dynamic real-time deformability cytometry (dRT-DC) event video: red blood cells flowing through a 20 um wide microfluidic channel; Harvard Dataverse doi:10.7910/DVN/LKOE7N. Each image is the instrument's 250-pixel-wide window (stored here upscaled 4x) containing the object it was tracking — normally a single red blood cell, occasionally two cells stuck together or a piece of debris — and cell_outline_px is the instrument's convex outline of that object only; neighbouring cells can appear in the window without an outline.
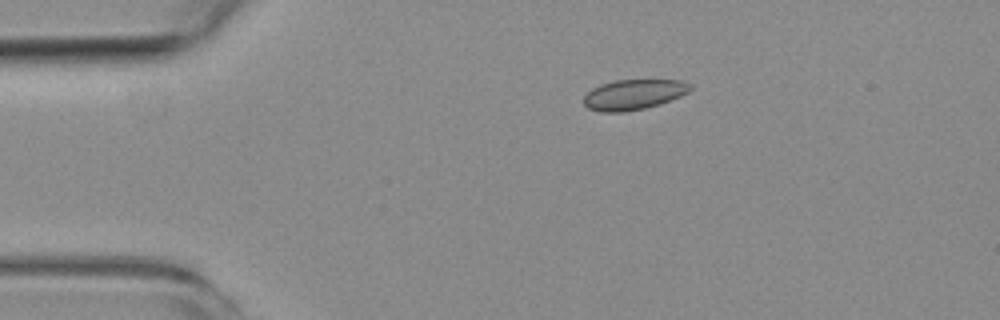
{"species": "common noctule bat (a hibernating species)", "species_latin": "Nyctalus noctula", "temperature_condition": "room temperature", "stored_images_in_passage": 5, "camera_frame_rate_fps": 3000, "um_per_image_px": 0.085, "animal": {"sex": "female", "body_mass_g": 19.3, "forearm_length_mm": 54.1}, "frame": {"image": 1, "passage_image": 1, "time_ms": 0.0, "image_size_px": [1000, 320], "cell_outline_px": [[692, 88], [688, 92], [680, 96], [660, 104], [644, 108], [624, 112], [600, 112], [588, 108], [584, 104], [584, 96], [592, 88], [600, 84], [612, 80], [680, 80], [692, 84]], "centroid_in_image_um": [53.85, 8.03], "position_along_channel_um": 31.2, "area_um2": 18.84}}
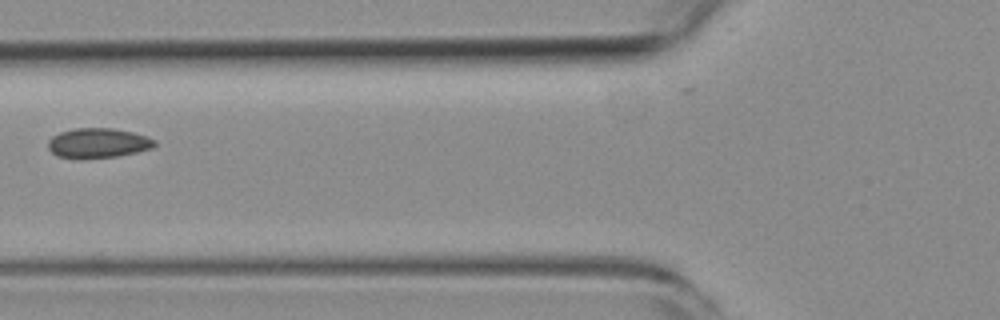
{"frame": {"image": 2, "passage_image": 4, "time_ms": 3.667, "image_size_px": [1000, 320], "cell_outline_px": [[156, 144], [152, 148], [136, 152], [116, 156], [80, 160], [76, 160], [56, 156], [48, 148], [48, 140], [52, 136], [60, 132], [72, 128], [112, 128], [132, 132], [156, 140]], "centroid_in_image_um": [8.27, 12.18], "position_along_channel_um": 117.5, "area_um2": 18.79}}
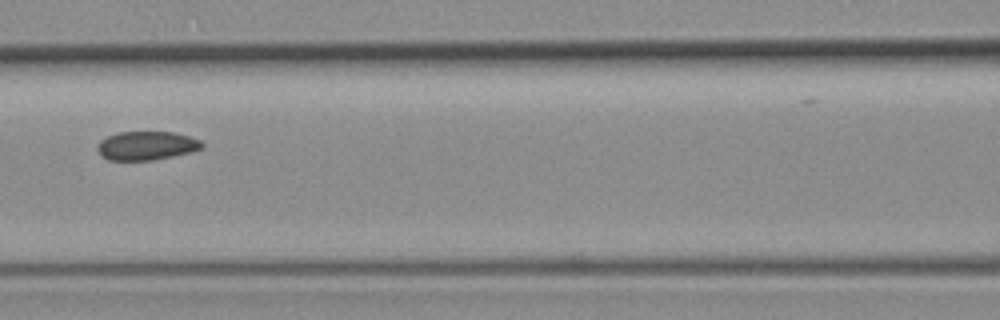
{"frame": {"image": 3, "passage_image": 5, "time_ms": 4.667, "image_size_px": [1000, 320], "cell_outline_px": [[204, 148], [192, 152], [152, 160], [108, 160], [96, 148], [100, 140], [116, 132], [172, 132], [188, 136], [200, 140], [204, 144]], "centroid_in_image_um": [12.48, 12.38], "position_along_channel_um": 154.1, "area_um2": 17.46}}